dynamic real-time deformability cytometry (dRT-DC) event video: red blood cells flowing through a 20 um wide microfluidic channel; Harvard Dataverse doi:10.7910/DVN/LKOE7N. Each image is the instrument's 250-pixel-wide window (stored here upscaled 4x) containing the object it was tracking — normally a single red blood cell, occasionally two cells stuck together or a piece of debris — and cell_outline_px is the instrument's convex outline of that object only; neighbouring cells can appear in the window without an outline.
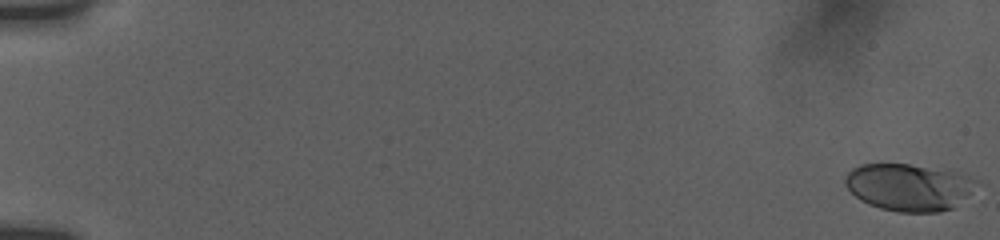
{"species": "human", "species_latin": "Homo sapiens", "temperature_condition": "room temperature", "stored_images_in_passage": 20, "camera_frame_rate_fps": 3000, "um_per_image_px": 0.085, "donor": {"sex": "female"}, "frame": {"image": 1, "passage_image": 1, "time_ms": 0.0, "image_size_px": [1000, 240], "cell_outline_px": [[984, 184], [952, 208], [940, 212], [900, 212], [880, 208], [868, 204], [860, 200], [844, 184], [844, 180], [848, 172], [852, 168], [860, 164], [908, 164], [960, 172], [980, 180]], "centroid_in_image_um": [77.34, 15.9], "position_along_channel_um": 7.7, "area_um2": 36.59}}
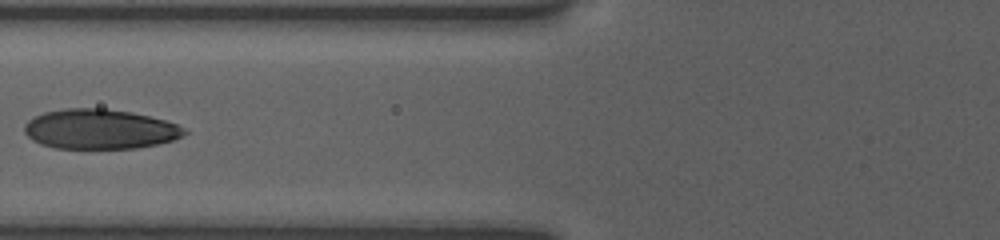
{"frame": {"image": 2, "passage_image": 15, "time_ms": 8.0, "image_size_px": [1000, 240], "cell_outline_px": [[188, 132], [172, 140], [156, 144], [136, 148], [56, 148], [40, 144], [32, 140], [24, 132], [24, 124], [28, 120], [44, 112], [64, 108], [104, 108], [132, 112], [164, 120], [176, 124], [184, 128]], "centroid_in_image_um": [8.45, 10.97], "position_along_channel_um": 117.4, "area_um2": 36.99}}
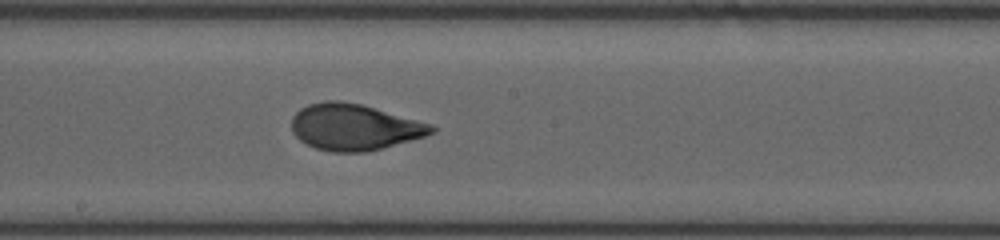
{"frame": {"image": 3, "passage_image": 20, "time_ms": 10.667, "image_size_px": [1000, 240], "cell_outline_px": [[436, 132], [424, 136], [368, 152], [332, 152], [316, 148], [300, 140], [292, 132], [292, 116], [300, 108], [308, 104], [324, 100], [340, 100], [360, 104], [432, 124], [436, 128]], "centroid_in_image_um": [30.09, 10.8], "position_along_channel_um": 218.1, "area_um2": 37.63}}